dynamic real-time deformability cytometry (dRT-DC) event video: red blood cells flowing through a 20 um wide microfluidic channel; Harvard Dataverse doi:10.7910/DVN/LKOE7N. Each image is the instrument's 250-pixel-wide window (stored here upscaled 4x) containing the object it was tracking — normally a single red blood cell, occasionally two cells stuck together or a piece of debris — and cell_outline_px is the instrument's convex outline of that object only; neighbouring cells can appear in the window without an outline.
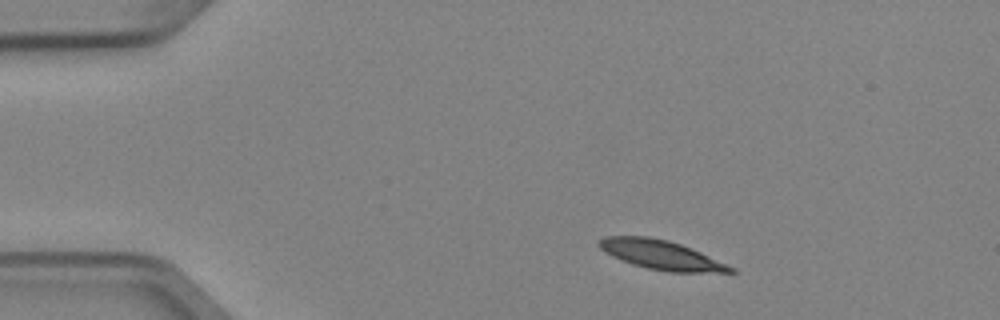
{"species": "Egyptian fruit bat (a non-hibernating species)", "species_latin": "Rousettus aegyptiacus", "temperature_condition": "cold", "stored_images_in_passage": 4, "segment_of_instrument_passage": [1, 2], "camera_frame_rate_fps": 3000, "um_per_image_px": 0.085, "animal": {"sex": "female"}, "frame": {"image": 1, "passage_image": 1, "time_ms": 0.0, "image_size_px": [1000, 320], "cell_outline_px": [[736, 272], [668, 272], [648, 268], [632, 264], [612, 256], [604, 252], [596, 244], [604, 236], [648, 236], [668, 240], [680, 244], [700, 252], [736, 268]], "centroid_in_image_um": [56.17, 21.66], "position_along_channel_um": 28.8, "area_um2": 22.25}}
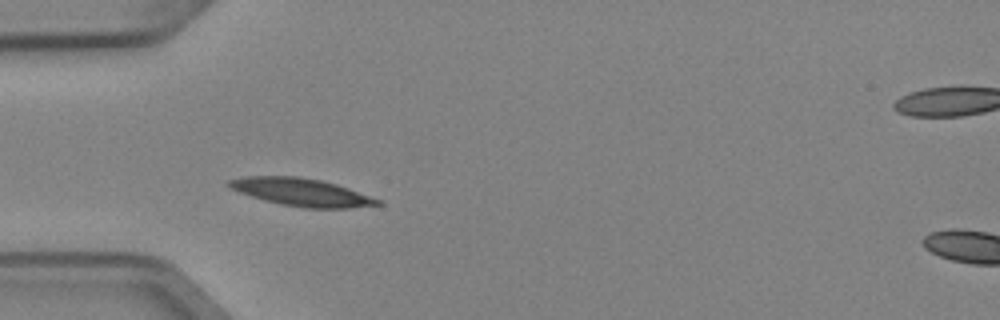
{"frame": {"image": 2, "passage_image": 3, "time_ms": 0.667, "image_size_px": [1000, 320], "cell_outline_px": [[384, 204], [348, 208], [304, 208], [280, 204], [264, 200], [240, 192], [224, 184], [228, 180], [244, 176], [296, 176], [320, 180], [336, 184], [348, 188], [380, 200]], "centroid_in_image_um": [25.6, 16.33], "position_along_channel_um": 59.4, "area_um2": 23.81}}